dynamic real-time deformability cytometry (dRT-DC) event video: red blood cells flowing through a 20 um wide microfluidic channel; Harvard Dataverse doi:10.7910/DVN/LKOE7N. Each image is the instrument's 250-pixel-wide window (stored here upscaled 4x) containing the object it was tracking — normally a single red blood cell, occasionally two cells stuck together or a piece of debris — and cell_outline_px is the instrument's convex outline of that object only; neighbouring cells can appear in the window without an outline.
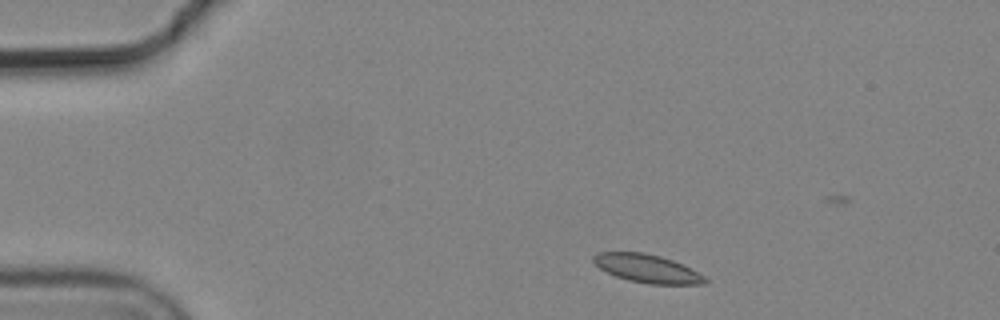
{"species": "common noctule bat (a hibernating species)", "species_latin": "Nyctalus noctula", "temperature_condition": "cold", "stored_images_in_passage": 4, "camera_frame_rate_fps": 3000, "um_per_image_px": 0.085, "animal": {"sex": "male", "body_mass_g": 19.2, "forearm_length_mm": 51.8}, "frame": {"image": 1, "passage_image": 1, "time_ms": 0.0, "image_size_px": [1000, 320], "cell_outline_px": [[708, 280], [704, 284], [648, 284], [628, 280], [616, 276], [600, 268], [592, 260], [592, 256], [600, 252], [644, 252], [660, 256], [672, 260], [704, 276]], "centroid_in_image_um": [54.98, 22.82], "position_along_channel_um": 30.0, "area_um2": 18.09}}
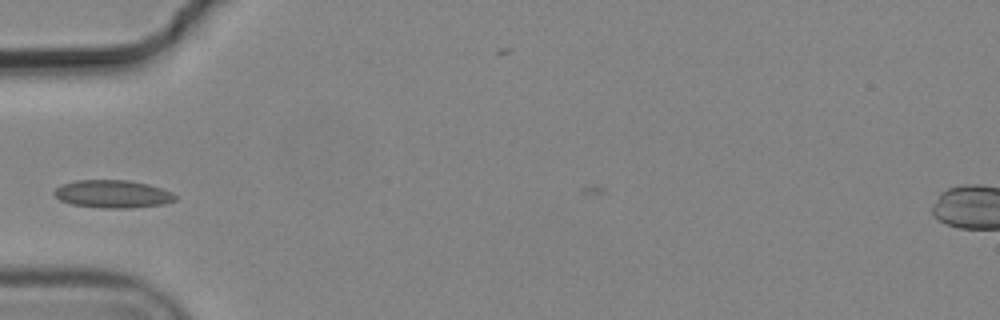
{"frame": {"image": 2, "passage_image": 3, "time_ms": 0.667, "image_size_px": [1000, 320], "cell_outline_px": [[176, 200], [164, 204], [132, 208], [104, 208], [72, 204], [60, 200], [52, 192], [56, 188], [64, 184], [76, 180], [128, 180], [148, 184], [172, 192], [176, 196]], "centroid_in_image_um": [9.59, 16.49], "position_along_channel_um": 75.4, "area_um2": 19.54}}